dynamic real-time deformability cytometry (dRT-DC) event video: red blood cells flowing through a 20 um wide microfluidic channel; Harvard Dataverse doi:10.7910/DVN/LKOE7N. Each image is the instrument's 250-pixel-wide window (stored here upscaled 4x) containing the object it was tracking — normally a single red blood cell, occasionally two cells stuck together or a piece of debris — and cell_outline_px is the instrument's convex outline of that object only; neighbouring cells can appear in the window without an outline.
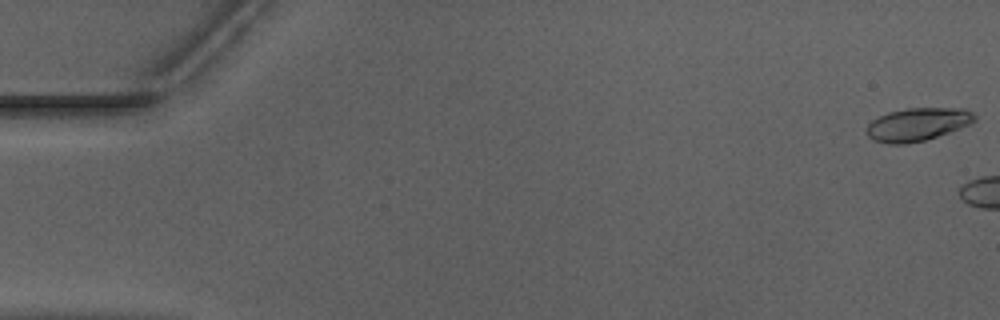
{"species": "Egyptian fruit bat (a non-hibernating species)", "species_latin": "Rousettus aegyptiacus", "temperature_condition": "warm", "stored_images_in_passage": 7, "camera_frame_rate_fps": 3000, "um_per_image_px": 0.085, "animal": {"sex": "male"}, "frame": {"image": 1, "passage_image": 1, "time_ms": 0.0, "image_size_px": [1000, 320], "cell_outline_px": [[976, 120], [972, 124], [924, 140], [904, 144], [888, 144], [872, 140], [868, 136], [868, 124], [872, 120], [888, 112], [908, 108], [964, 108], [972, 112], [976, 116]], "centroid_in_image_um": [78.01, 10.56], "position_along_channel_um": 7.0, "area_um2": 20.69}}